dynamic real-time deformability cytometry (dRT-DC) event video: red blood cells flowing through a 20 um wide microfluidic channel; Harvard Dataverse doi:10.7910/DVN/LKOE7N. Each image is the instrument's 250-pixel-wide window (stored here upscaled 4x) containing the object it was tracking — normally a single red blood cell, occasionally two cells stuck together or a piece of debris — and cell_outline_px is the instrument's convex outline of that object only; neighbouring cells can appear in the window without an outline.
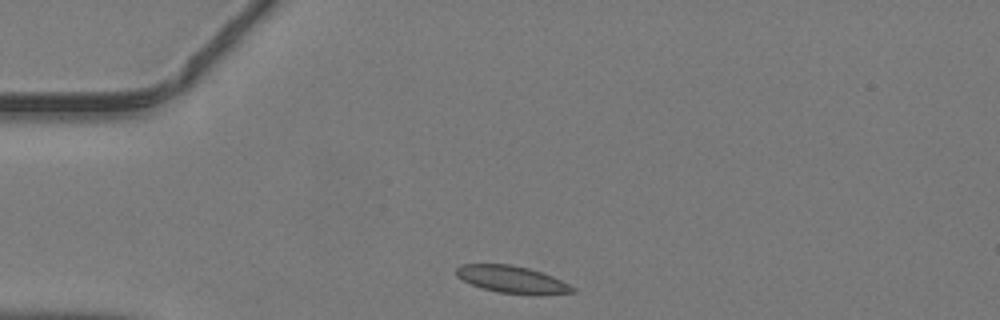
{"species": "common noctule bat (a hibernating species)", "species_latin": "Nyctalus noctula", "temperature_condition": "warm", "stored_images_in_passage": 37, "camera_frame_rate_fps": 3000, "um_per_image_px": 0.085, "animal": {"sex": "male", "body_mass_g": 19.2, "forearm_length_mm": 51.8}, "frame": {"image": 1, "passage_image": 2, "time_ms": 0.333, "image_size_px": [1000, 320], "cell_outline_px": [[576, 292], [540, 296], [532, 296], [496, 292], [480, 288], [456, 276], [456, 268], [460, 264], [512, 264], [528, 268], [552, 276], [576, 288]], "centroid_in_image_um": [43.55, 23.78], "position_along_channel_um": 41.4, "area_um2": 18.79}}
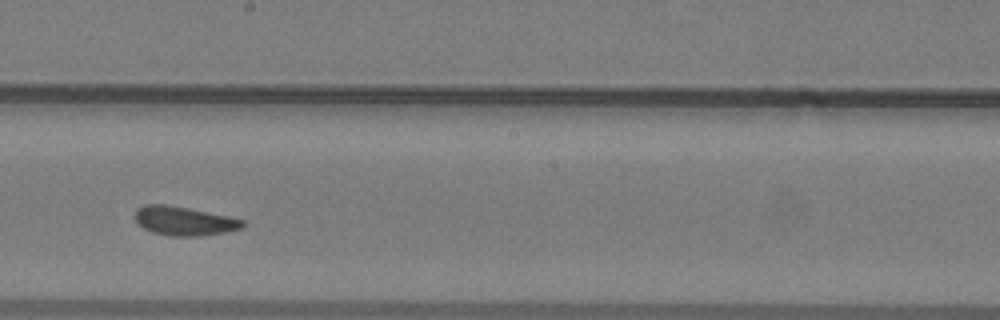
{"frame": {"image": 2, "passage_image": 17, "time_ms": 5.333, "image_size_px": [1000, 320], "cell_outline_px": [[244, 224], [240, 228], [224, 232], [200, 236], [172, 236], [152, 232], [136, 224], [136, 208], [144, 204], [164, 204], [188, 208], [228, 216], [244, 220]], "centroid_in_image_um": [15.6, 18.78], "position_along_channel_um": 232.6, "area_um2": 18.03}}
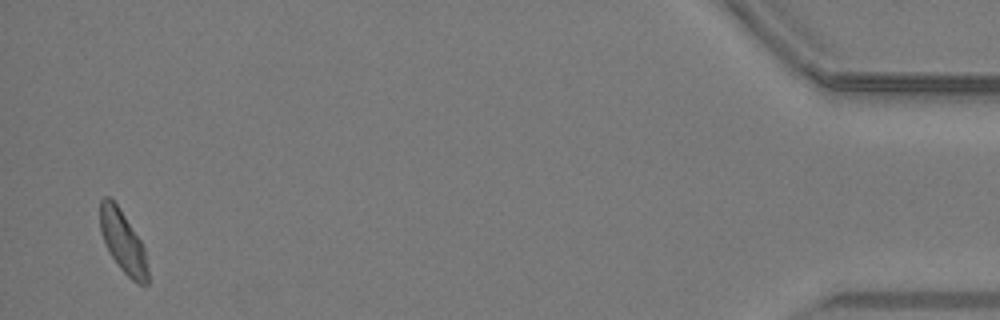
{"frame": {"image": 3, "passage_image": 36, "time_ms": 11.667, "image_size_px": [1000, 320], "cell_outline_px": [[148, 284], [136, 284], [120, 268], [108, 252], [104, 244], [100, 232], [100, 200], [104, 196], [108, 196], [116, 204], [140, 240], [144, 248], [148, 268]], "centroid_in_image_um": [10.43, 20.58], "position_along_channel_um": 424.8, "area_um2": 17.17}}